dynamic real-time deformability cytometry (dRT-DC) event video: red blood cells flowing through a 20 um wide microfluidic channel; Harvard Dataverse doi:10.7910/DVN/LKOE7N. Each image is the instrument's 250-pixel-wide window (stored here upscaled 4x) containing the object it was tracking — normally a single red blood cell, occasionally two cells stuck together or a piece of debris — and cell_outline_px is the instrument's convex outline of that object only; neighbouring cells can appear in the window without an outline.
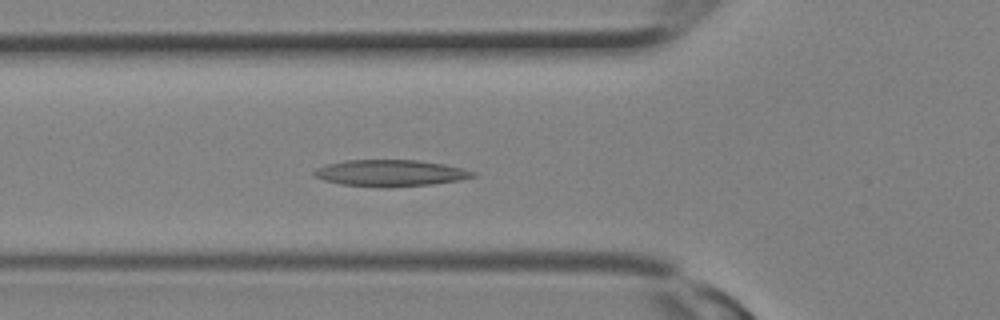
{"species": "Egyptian fruit bat (a non-hibernating species)", "species_latin": "Rousettus aegyptiacus", "temperature_condition": "room temperature", "stored_images_in_passage": 17, "camera_frame_rate_fps": 3000, "um_per_image_px": 0.085, "animal": {"sex": "female"}, "frame": {"image": 1, "passage_image": 10, "time_ms": 3.0, "image_size_px": [1000, 320], "cell_outline_px": [[476, 176], [460, 180], [432, 184], [340, 184], [324, 180], [316, 176], [312, 172], [316, 168], [328, 164], [344, 160], [420, 160], [444, 164], [476, 172]], "centroid_in_image_um": [33.21, 14.65], "position_along_channel_um": 92.6, "area_um2": 23.24}}
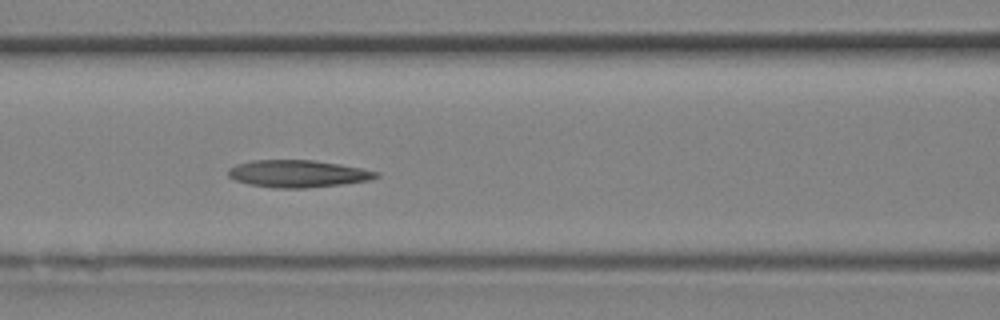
{"frame": {"image": 2, "passage_image": 12, "time_ms": 3.667, "image_size_px": [1000, 320], "cell_outline_px": [[380, 176], [368, 180], [340, 184], [304, 188], [272, 188], [248, 184], [236, 180], [228, 176], [228, 168], [236, 164], [252, 160], [316, 160], [340, 164], [380, 172]], "centroid_in_image_um": [25.29, 14.76], "position_along_channel_um": 141.3, "area_um2": 23.47}}